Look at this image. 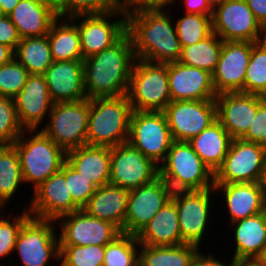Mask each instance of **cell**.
<instances>
[{
	"label": "cell",
	"mask_w": 266,
	"mask_h": 266,
	"mask_svg": "<svg viewBox=\"0 0 266 266\" xmlns=\"http://www.w3.org/2000/svg\"><path fill=\"white\" fill-rule=\"evenodd\" d=\"M30 212L43 220H56L81 210L72 200L66 182V161L59 172L50 176L35 189Z\"/></svg>",
	"instance_id": "obj_15"
},
{
	"label": "cell",
	"mask_w": 266,
	"mask_h": 266,
	"mask_svg": "<svg viewBox=\"0 0 266 266\" xmlns=\"http://www.w3.org/2000/svg\"><path fill=\"white\" fill-rule=\"evenodd\" d=\"M27 69L15 58L0 67V95L14 99L29 77Z\"/></svg>",
	"instance_id": "obj_42"
},
{
	"label": "cell",
	"mask_w": 266,
	"mask_h": 266,
	"mask_svg": "<svg viewBox=\"0 0 266 266\" xmlns=\"http://www.w3.org/2000/svg\"><path fill=\"white\" fill-rule=\"evenodd\" d=\"M51 220L30 216L22 225L14 249L24 266H45L51 255L60 259V245Z\"/></svg>",
	"instance_id": "obj_12"
},
{
	"label": "cell",
	"mask_w": 266,
	"mask_h": 266,
	"mask_svg": "<svg viewBox=\"0 0 266 266\" xmlns=\"http://www.w3.org/2000/svg\"><path fill=\"white\" fill-rule=\"evenodd\" d=\"M244 93L266 97V41L251 42V57L245 74Z\"/></svg>",
	"instance_id": "obj_36"
},
{
	"label": "cell",
	"mask_w": 266,
	"mask_h": 266,
	"mask_svg": "<svg viewBox=\"0 0 266 266\" xmlns=\"http://www.w3.org/2000/svg\"><path fill=\"white\" fill-rule=\"evenodd\" d=\"M257 21L265 28L266 26V0H246Z\"/></svg>",
	"instance_id": "obj_50"
},
{
	"label": "cell",
	"mask_w": 266,
	"mask_h": 266,
	"mask_svg": "<svg viewBox=\"0 0 266 266\" xmlns=\"http://www.w3.org/2000/svg\"><path fill=\"white\" fill-rule=\"evenodd\" d=\"M105 246L60 245L61 266H103Z\"/></svg>",
	"instance_id": "obj_39"
},
{
	"label": "cell",
	"mask_w": 266,
	"mask_h": 266,
	"mask_svg": "<svg viewBox=\"0 0 266 266\" xmlns=\"http://www.w3.org/2000/svg\"><path fill=\"white\" fill-rule=\"evenodd\" d=\"M14 101L20 125L32 132L36 130L47 110L54 104L44 76L37 74L29 75Z\"/></svg>",
	"instance_id": "obj_22"
},
{
	"label": "cell",
	"mask_w": 266,
	"mask_h": 266,
	"mask_svg": "<svg viewBox=\"0 0 266 266\" xmlns=\"http://www.w3.org/2000/svg\"><path fill=\"white\" fill-rule=\"evenodd\" d=\"M132 113L127 95L91 99L87 145L113 147L128 142Z\"/></svg>",
	"instance_id": "obj_3"
},
{
	"label": "cell",
	"mask_w": 266,
	"mask_h": 266,
	"mask_svg": "<svg viewBox=\"0 0 266 266\" xmlns=\"http://www.w3.org/2000/svg\"><path fill=\"white\" fill-rule=\"evenodd\" d=\"M233 266H266L259 258L234 259Z\"/></svg>",
	"instance_id": "obj_53"
},
{
	"label": "cell",
	"mask_w": 266,
	"mask_h": 266,
	"mask_svg": "<svg viewBox=\"0 0 266 266\" xmlns=\"http://www.w3.org/2000/svg\"><path fill=\"white\" fill-rule=\"evenodd\" d=\"M158 167L129 142L110 147V184L138 188L155 180Z\"/></svg>",
	"instance_id": "obj_11"
},
{
	"label": "cell",
	"mask_w": 266,
	"mask_h": 266,
	"mask_svg": "<svg viewBox=\"0 0 266 266\" xmlns=\"http://www.w3.org/2000/svg\"><path fill=\"white\" fill-rule=\"evenodd\" d=\"M120 9L119 0H64L58 7V16L70 15V19L80 15L103 14Z\"/></svg>",
	"instance_id": "obj_40"
},
{
	"label": "cell",
	"mask_w": 266,
	"mask_h": 266,
	"mask_svg": "<svg viewBox=\"0 0 266 266\" xmlns=\"http://www.w3.org/2000/svg\"><path fill=\"white\" fill-rule=\"evenodd\" d=\"M116 12L125 16L120 9L103 14L80 15L86 17L77 25L83 59L112 46L126 33V19L113 23L106 20V17Z\"/></svg>",
	"instance_id": "obj_19"
},
{
	"label": "cell",
	"mask_w": 266,
	"mask_h": 266,
	"mask_svg": "<svg viewBox=\"0 0 266 266\" xmlns=\"http://www.w3.org/2000/svg\"><path fill=\"white\" fill-rule=\"evenodd\" d=\"M131 70L127 91L129 102L135 111H164L171 102L168 64L137 59Z\"/></svg>",
	"instance_id": "obj_4"
},
{
	"label": "cell",
	"mask_w": 266,
	"mask_h": 266,
	"mask_svg": "<svg viewBox=\"0 0 266 266\" xmlns=\"http://www.w3.org/2000/svg\"><path fill=\"white\" fill-rule=\"evenodd\" d=\"M263 41H266V26L264 28V38H263Z\"/></svg>",
	"instance_id": "obj_60"
},
{
	"label": "cell",
	"mask_w": 266,
	"mask_h": 266,
	"mask_svg": "<svg viewBox=\"0 0 266 266\" xmlns=\"http://www.w3.org/2000/svg\"><path fill=\"white\" fill-rule=\"evenodd\" d=\"M22 178L18 152L13 145H0V205L14 194Z\"/></svg>",
	"instance_id": "obj_35"
},
{
	"label": "cell",
	"mask_w": 266,
	"mask_h": 266,
	"mask_svg": "<svg viewBox=\"0 0 266 266\" xmlns=\"http://www.w3.org/2000/svg\"><path fill=\"white\" fill-rule=\"evenodd\" d=\"M30 217V213H24L17 217L14 223L8 220H0V257H3L14 250L17 237L21 230L23 223Z\"/></svg>",
	"instance_id": "obj_45"
},
{
	"label": "cell",
	"mask_w": 266,
	"mask_h": 266,
	"mask_svg": "<svg viewBox=\"0 0 266 266\" xmlns=\"http://www.w3.org/2000/svg\"><path fill=\"white\" fill-rule=\"evenodd\" d=\"M133 266H144L141 261L138 259Z\"/></svg>",
	"instance_id": "obj_59"
},
{
	"label": "cell",
	"mask_w": 266,
	"mask_h": 266,
	"mask_svg": "<svg viewBox=\"0 0 266 266\" xmlns=\"http://www.w3.org/2000/svg\"><path fill=\"white\" fill-rule=\"evenodd\" d=\"M14 50L0 43V67L14 59Z\"/></svg>",
	"instance_id": "obj_52"
},
{
	"label": "cell",
	"mask_w": 266,
	"mask_h": 266,
	"mask_svg": "<svg viewBox=\"0 0 266 266\" xmlns=\"http://www.w3.org/2000/svg\"><path fill=\"white\" fill-rule=\"evenodd\" d=\"M265 97L243 92H226L216 97L217 119L232 139H240L251 126L258 104Z\"/></svg>",
	"instance_id": "obj_17"
},
{
	"label": "cell",
	"mask_w": 266,
	"mask_h": 266,
	"mask_svg": "<svg viewBox=\"0 0 266 266\" xmlns=\"http://www.w3.org/2000/svg\"><path fill=\"white\" fill-rule=\"evenodd\" d=\"M171 101L216 99L212 74L181 62L168 63Z\"/></svg>",
	"instance_id": "obj_18"
},
{
	"label": "cell",
	"mask_w": 266,
	"mask_h": 266,
	"mask_svg": "<svg viewBox=\"0 0 266 266\" xmlns=\"http://www.w3.org/2000/svg\"><path fill=\"white\" fill-rule=\"evenodd\" d=\"M53 61L84 60L77 25L52 23L47 34Z\"/></svg>",
	"instance_id": "obj_32"
},
{
	"label": "cell",
	"mask_w": 266,
	"mask_h": 266,
	"mask_svg": "<svg viewBox=\"0 0 266 266\" xmlns=\"http://www.w3.org/2000/svg\"><path fill=\"white\" fill-rule=\"evenodd\" d=\"M212 189L194 190L189 196L175 201L184 244L199 246L209 215V192Z\"/></svg>",
	"instance_id": "obj_24"
},
{
	"label": "cell",
	"mask_w": 266,
	"mask_h": 266,
	"mask_svg": "<svg viewBox=\"0 0 266 266\" xmlns=\"http://www.w3.org/2000/svg\"><path fill=\"white\" fill-rule=\"evenodd\" d=\"M213 1V3H215V2H218V1H221V0H212Z\"/></svg>",
	"instance_id": "obj_61"
},
{
	"label": "cell",
	"mask_w": 266,
	"mask_h": 266,
	"mask_svg": "<svg viewBox=\"0 0 266 266\" xmlns=\"http://www.w3.org/2000/svg\"><path fill=\"white\" fill-rule=\"evenodd\" d=\"M265 146L232 139L222 165L214 173V184L262 182Z\"/></svg>",
	"instance_id": "obj_9"
},
{
	"label": "cell",
	"mask_w": 266,
	"mask_h": 266,
	"mask_svg": "<svg viewBox=\"0 0 266 266\" xmlns=\"http://www.w3.org/2000/svg\"><path fill=\"white\" fill-rule=\"evenodd\" d=\"M167 202L156 180L129 190L122 233L136 236Z\"/></svg>",
	"instance_id": "obj_21"
},
{
	"label": "cell",
	"mask_w": 266,
	"mask_h": 266,
	"mask_svg": "<svg viewBox=\"0 0 266 266\" xmlns=\"http://www.w3.org/2000/svg\"><path fill=\"white\" fill-rule=\"evenodd\" d=\"M218 5V8H217ZM213 33L223 41L260 42L264 28L257 21L246 0H221L214 3Z\"/></svg>",
	"instance_id": "obj_8"
},
{
	"label": "cell",
	"mask_w": 266,
	"mask_h": 266,
	"mask_svg": "<svg viewBox=\"0 0 266 266\" xmlns=\"http://www.w3.org/2000/svg\"><path fill=\"white\" fill-rule=\"evenodd\" d=\"M59 245H102L112 242L121 231L112 223L89 216L83 209L62 216ZM70 218V219H69Z\"/></svg>",
	"instance_id": "obj_16"
},
{
	"label": "cell",
	"mask_w": 266,
	"mask_h": 266,
	"mask_svg": "<svg viewBox=\"0 0 266 266\" xmlns=\"http://www.w3.org/2000/svg\"><path fill=\"white\" fill-rule=\"evenodd\" d=\"M233 265H234V259L229 266ZM193 266H225V265L216 260L215 258H213L211 255L205 258V256L203 257V255H201L198 252V254L194 258Z\"/></svg>",
	"instance_id": "obj_51"
},
{
	"label": "cell",
	"mask_w": 266,
	"mask_h": 266,
	"mask_svg": "<svg viewBox=\"0 0 266 266\" xmlns=\"http://www.w3.org/2000/svg\"><path fill=\"white\" fill-rule=\"evenodd\" d=\"M6 14L4 13V11L2 10V8L0 7V19L5 17Z\"/></svg>",
	"instance_id": "obj_58"
},
{
	"label": "cell",
	"mask_w": 266,
	"mask_h": 266,
	"mask_svg": "<svg viewBox=\"0 0 266 266\" xmlns=\"http://www.w3.org/2000/svg\"><path fill=\"white\" fill-rule=\"evenodd\" d=\"M66 182H68L69 192L73 202L83 209L91 196L95 193L96 188L88 179L79 174L66 162Z\"/></svg>",
	"instance_id": "obj_43"
},
{
	"label": "cell",
	"mask_w": 266,
	"mask_h": 266,
	"mask_svg": "<svg viewBox=\"0 0 266 266\" xmlns=\"http://www.w3.org/2000/svg\"><path fill=\"white\" fill-rule=\"evenodd\" d=\"M139 244L174 246L184 244L175 202H167L136 235Z\"/></svg>",
	"instance_id": "obj_28"
},
{
	"label": "cell",
	"mask_w": 266,
	"mask_h": 266,
	"mask_svg": "<svg viewBox=\"0 0 266 266\" xmlns=\"http://www.w3.org/2000/svg\"><path fill=\"white\" fill-rule=\"evenodd\" d=\"M187 5L186 13L212 15L214 3L212 0H185Z\"/></svg>",
	"instance_id": "obj_49"
},
{
	"label": "cell",
	"mask_w": 266,
	"mask_h": 266,
	"mask_svg": "<svg viewBox=\"0 0 266 266\" xmlns=\"http://www.w3.org/2000/svg\"><path fill=\"white\" fill-rule=\"evenodd\" d=\"M21 37L16 26L11 22L9 16L0 19V43L7 45L14 51L20 42Z\"/></svg>",
	"instance_id": "obj_48"
},
{
	"label": "cell",
	"mask_w": 266,
	"mask_h": 266,
	"mask_svg": "<svg viewBox=\"0 0 266 266\" xmlns=\"http://www.w3.org/2000/svg\"><path fill=\"white\" fill-rule=\"evenodd\" d=\"M22 133L14 99L0 95V145H13Z\"/></svg>",
	"instance_id": "obj_41"
},
{
	"label": "cell",
	"mask_w": 266,
	"mask_h": 266,
	"mask_svg": "<svg viewBox=\"0 0 266 266\" xmlns=\"http://www.w3.org/2000/svg\"><path fill=\"white\" fill-rule=\"evenodd\" d=\"M129 190L113 184L98 187L83 210L91 217L115 225L122 233Z\"/></svg>",
	"instance_id": "obj_27"
},
{
	"label": "cell",
	"mask_w": 266,
	"mask_h": 266,
	"mask_svg": "<svg viewBox=\"0 0 266 266\" xmlns=\"http://www.w3.org/2000/svg\"><path fill=\"white\" fill-rule=\"evenodd\" d=\"M262 183L266 186V146H265L264 161H263Z\"/></svg>",
	"instance_id": "obj_55"
},
{
	"label": "cell",
	"mask_w": 266,
	"mask_h": 266,
	"mask_svg": "<svg viewBox=\"0 0 266 266\" xmlns=\"http://www.w3.org/2000/svg\"><path fill=\"white\" fill-rule=\"evenodd\" d=\"M240 139L266 146V97L258 104L251 126Z\"/></svg>",
	"instance_id": "obj_46"
},
{
	"label": "cell",
	"mask_w": 266,
	"mask_h": 266,
	"mask_svg": "<svg viewBox=\"0 0 266 266\" xmlns=\"http://www.w3.org/2000/svg\"><path fill=\"white\" fill-rule=\"evenodd\" d=\"M22 137L21 134L13 146L18 152L23 181L33 182L36 189L61 170L66 161V152L42 130L30 141H23Z\"/></svg>",
	"instance_id": "obj_5"
},
{
	"label": "cell",
	"mask_w": 266,
	"mask_h": 266,
	"mask_svg": "<svg viewBox=\"0 0 266 266\" xmlns=\"http://www.w3.org/2000/svg\"><path fill=\"white\" fill-rule=\"evenodd\" d=\"M50 125L42 131L65 152L87 145L90 100L57 102L50 109Z\"/></svg>",
	"instance_id": "obj_6"
},
{
	"label": "cell",
	"mask_w": 266,
	"mask_h": 266,
	"mask_svg": "<svg viewBox=\"0 0 266 266\" xmlns=\"http://www.w3.org/2000/svg\"><path fill=\"white\" fill-rule=\"evenodd\" d=\"M173 0H119L120 10L124 12L125 17L131 13H137L144 10H161L166 4L171 3ZM136 5L133 11H128L129 6L132 8Z\"/></svg>",
	"instance_id": "obj_47"
},
{
	"label": "cell",
	"mask_w": 266,
	"mask_h": 266,
	"mask_svg": "<svg viewBox=\"0 0 266 266\" xmlns=\"http://www.w3.org/2000/svg\"><path fill=\"white\" fill-rule=\"evenodd\" d=\"M259 259L266 265V248L264 250L263 255Z\"/></svg>",
	"instance_id": "obj_57"
},
{
	"label": "cell",
	"mask_w": 266,
	"mask_h": 266,
	"mask_svg": "<svg viewBox=\"0 0 266 266\" xmlns=\"http://www.w3.org/2000/svg\"><path fill=\"white\" fill-rule=\"evenodd\" d=\"M232 141L231 136L216 119L188 143L213 173L222 165Z\"/></svg>",
	"instance_id": "obj_29"
},
{
	"label": "cell",
	"mask_w": 266,
	"mask_h": 266,
	"mask_svg": "<svg viewBox=\"0 0 266 266\" xmlns=\"http://www.w3.org/2000/svg\"><path fill=\"white\" fill-rule=\"evenodd\" d=\"M164 113L173 141L188 142L217 119L215 99L171 101Z\"/></svg>",
	"instance_id": "obj_10"
},
{
	"label": "cell",
	"mask_w": 266,
	"mask_h": 266,
	"mask_svg": "<svg viewBox=\"0 0 266 266\" xmlns=\"http://www.w3.org/2000/svg\"><path fill=\"white\" fill-rule=\"evenodd\" d=\"M155 180L168 202L183 199L194 191L186 182L164 172L160 167L157 169Z\"/></svg>",
	"instance_id": "obj_44"
},
{
	"label": "cell",
	"mask_w": 266,
	"mask_h": 266,
	"mask_svg": "<svg viewBox=\"0 0 266 266\" xmlns=\"http://www.w3.org/2000/svg\"><path fill=\"white\" fill-rule=\"evenodd\" d=\"M66 162L95 188L109 183L110 147L80 146L66 152Z\"/></svg>",
	"instance_id": "obj_26"
},
{
	"label": "cell",
	"mask_w": 266,
	"mask_h": 266,
	"mask_svg": "<svg viewBox=\"0 0 266 266\" xmlns=\"http://www.w3.org/2000/svg\"><path fill=\"white\" fill-rule=\"evenodd\" d=\"M175 29L182 48L196 44L213 33L212 15L186 13Z\"/></svg>",
	"instance_id": "obj_37"
},
{
	"label": "cell",
	"mask_w": 266,
	"mask_h": 266,
	"mask_svg": "<svg viewBox=\"0 0 266 266\" xmlns=\"http://www.w3.org/2000/svg\"><path fill=\"white\" fill-rule=\"evenodd\" d=\"M136 243L139 244L135 235L121 233L105 245L103 266H133L139 259Z\"/></svg>",
	"instance_id": "obj_38"
},
{
	"label": "cell",
	"mask_w": 266,
	"mask_h": 266,
	"mask_svg": "<svg viewBox=\"0 0 266 266\" xmlns=\"http://www.w3.org/2000/svg\"><path fill=\"white\" fill-rule=\"evenodd\" d=\"M20 0H0V7L8 16L12 10L17 6Z\"/></svg>",
	"instance_id": "obj_54"
},
{
	"label": "cell",
	"mask_w": 266,
	"mask_h": 266,
	"mask_svg": "<svg viewBox=\"0 0 266 266\" xmlns=\"http://www.w3.org/2000/svg\"><path fill=\"white\" fill-rule=\"evenodd\" d=\"M128 142L156 164L164 161L173 142L164 111L133 110Z\"/></svg>",
	"instance_id": "obj_7"
},
{
	"label": "cell",
	"mask_w": 266,
	"mask_h": 266,
	"mask_svg": "<svg viewBox=\"0 0 266 266\" xmlns=\"http://www.w3.org/2000/svg\"><path fill=\"white\" fill-rule=\"evenodd\" d=\"M250 57L251 42L223 41L219 61L212 74L217 95L226 92L244 93V80Z\"/></svg>",
	"instance_id": "obj_14"
},
{
	"label": "cell",
	"mask_w": 266,
	"mask_h": 266,
	"mask_svg": "<svg viewBox=\"0 0 266 266\" xmlns=\"http://www.w3.org/2000/svg\"><path fill=\"white\" fill-rule=\"evenodd\" d=\"M235 223L236 252L233 259L260 258L266 248V210Z\"/></svg>",
	"instance_id": "obj_30"
},
{
	"label": "cell",
	"mask_w": 266,
	"mask_h": 266,
	"mask_svg": "<svg viewBox=\"0 0 266 266\" xmlns=\"http://www.w3.org/2000/svg\"><path fill=\"white\" fill-rule=\"evenodd\" d=\"M8 16L21 39L47 35L59 19L57 7L47 0H20Z\"/></svg>",
	"instance_id": "obj_23"
},
{
	"label": "cell",
	"mask_w": 266,
	"mask_h": 266,
	"mask_svg": "<svg viewBox=\"0 0 266 266\" xmlns=\"http://www.w3.org/2000/svg\"><path fill=\"white\" fill-rule=\"evenodd\" d=\"M131 59L136 60L127 32L112 46L84 59V88L87 99L127 95L134 64Z\"/></svg>",
	"instance_id": "obj_1"
},
{
	"label": "cell",
	"mask_w": 266,
	"mask_h": 266,
	"mask_svg": "<svg viewBox=\"0 0 266 266\" xmlns=\"http://www.w3.org/2000/svg\"><path fill=\"white\" fill-rule=\"evenodd\" d=\"M48 2H51L56 7H58L64 0H47Z\"/></svg>",
	"instance_id": "obj_56"
},
{
	"label": "cell",
	"mask_w": 266,
	"mask_h": 266,
	"mask_svg": "<svg viewBox=\"0 0 266 266\" xmlns=\"http://www.w3.org/2000/svg\"><path fill=\"white\" fill-rule=\"evenodd\" d=\"M213 188L224 191L232 223L266 210V186L262 182L214 184Z\"/></svg>",
	"instance_id": "obj_25"
},
{
	"label": "cell",
	"mask_w": 266,
	"mask_h": 266,
	"mask_svg": "<svg viewBox=\"0 0 266 266\" xmlns=\"http://www.w3.org/2000/svg\"><path fill=\"white\" fill-rule=\"evenodd\" d=\"M14 57L29 74L43 75L53 63L47 35L22 38L14 51Z\"/></svg>",
	"instance_id": "obj_33"
},
{
	"label": "cell",
	"mask_w": 266,
	"mask_h": 266,
	"mask_svg": "<svg viewBox=\"0 0 266 266\" xmlns=\"http://www.w3.org/2000/svg\"><path fill=\"white\" fill-rule=\"evenodd\" d=\"M162 12L144 10L126 16V32L131 38L136 59L161 64L179 60L182 47L176 29Z\"/></svg>",
	"instance_id": "obj_2"
},
{
	"label": "cell",
	"mask_w": 266,
	"mask_h": 266,
	"mask_svg": "<svg viewBox=\"0 0 266 266\" xmlns=\"http://www.w3.org/2000/svg\"><path fill=\"white\" fill-rule=\"evenodd\" d=\"M217 37V34L212 33L196 44L183 47L178 61L213 74L219 61L223 44V40H217Z\"/></svg>",
	"instance_id": "obj_34"
},
{
	"label": "cell",
	"mask_w": 266,
	"mask_h": 266,
	"mask_svg": "<svg viewBox=\"0 0 266 266\" xmlns=\"http://www.w3.org/2000/svg\"><path fill=\"white\" fill-rule=\"evenodd\" d=\"M140 252L139 260L144 266H193L194 258L198 254V246L191 244L143 245Z\"/></svg>",
	"instance_id": "obj_31"
},
{
	"label": "cell",
	"mask_w": 266,
	"mask_h": 266,
	"mask_svg": "<svg viewBox=\"0 0 266 266\" xmlns=\"http://www.w3.org/2000/svg\"><path fill=\"white\" fill-rule=\"evenodd\" d=\"M159 167L164 172L180 178L194 190L214 187V173L200 159L188 142L173 141L163 164Z\"/></svg>",
	"instance_id": "obj_13"
},
{
	"label": "cell",
	"mask_w": 266,
	"mask_h": 266,
	"mask_svg": "<svg viewBox=\"0 0 266 266\" xmlns=\"http://www.w3.org/2000/svg\"><path fill=\"white\" fill-rule=\"evenodd\" d=\"M43 76L54 103L87 99L83 60L53 61Z\"/></svg>",
	"instance_id": "obj_20"
}]
</instances>
